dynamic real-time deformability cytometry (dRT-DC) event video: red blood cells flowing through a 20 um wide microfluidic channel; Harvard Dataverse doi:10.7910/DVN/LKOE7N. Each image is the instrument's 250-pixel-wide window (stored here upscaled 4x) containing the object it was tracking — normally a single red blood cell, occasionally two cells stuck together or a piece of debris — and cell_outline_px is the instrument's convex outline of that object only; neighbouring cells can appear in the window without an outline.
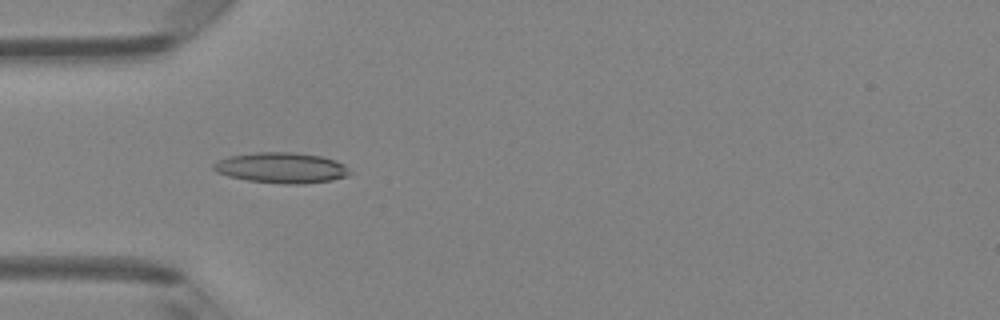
{"species": "Egyptian fruit bat (a non-hibernating species)", "species_latin": "Rousettus aegyptiacus", "temperature_condition": "room temperature", "stored_images_in_passage": 8, "camera_frame_rate_fps": 3000, "um_per_image_px": 0.085, "animal": {"sex": "female"}, "frame": {"image": 1, "passage_image": 5, "time_ms": 1.333, "image_size_px": [1000, 320], "cell_outline_px": [[352, 172], [348, 176], [332, 180], [300, 184], [284, 184], [248, 180], [228, 176], [216, 172], [212, 168], [212, 164], [220, 160], [232, 156], [256, 152], [292, 152], [320, 156], [336, 160], [344, 164]], "centroid_in_image_um": [23.95, 14.27], "position_along_channel_um": 61.0, "area_um2": 24.22}}
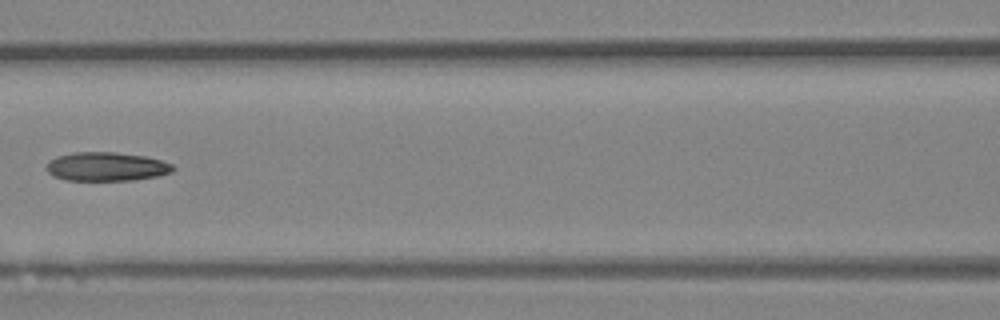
{"frame": {"image": 2, "passage_image": 7, "time_ms": 2.0, "image_size_px": [1000, 320], "cell_outline_px": [[176, 168], [172, 172], [156, 176], [132, 180], [64, 180], [52, 176], [48, 172], [48, 160], [56, 156], [76, 152], [116, 152], [144, 156], [160, 160], [172, 164]], "centroid_in_image_um": [9.03, 14.16], "position_along_channel_um": 157.6, "area_um2": 21.21}}
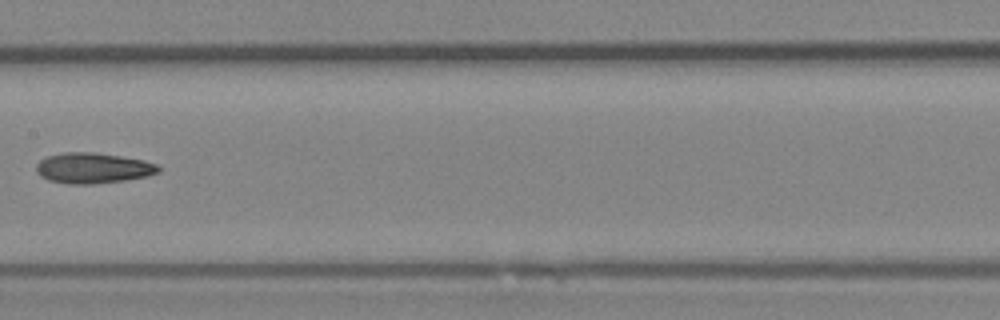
{"frame": {"image": 3, "passage_image": 8, "time_ms": 2.333, "image_size_px": [1000, 320], "cell_outline_px": [[160, 172], [148, 176], [124, 180], [92, 184], [68, 184], [48, 180], [40, 176], [36, 172], [36, 164], [40, 160], [48, 156], [64, 152], [96, 152], [144, 160], [156, 164], [160, 168]], "centroid_in_image_um": [7.89, 14.28], "position_along_channel_um": 199.5, "area_um2": 21.85}}